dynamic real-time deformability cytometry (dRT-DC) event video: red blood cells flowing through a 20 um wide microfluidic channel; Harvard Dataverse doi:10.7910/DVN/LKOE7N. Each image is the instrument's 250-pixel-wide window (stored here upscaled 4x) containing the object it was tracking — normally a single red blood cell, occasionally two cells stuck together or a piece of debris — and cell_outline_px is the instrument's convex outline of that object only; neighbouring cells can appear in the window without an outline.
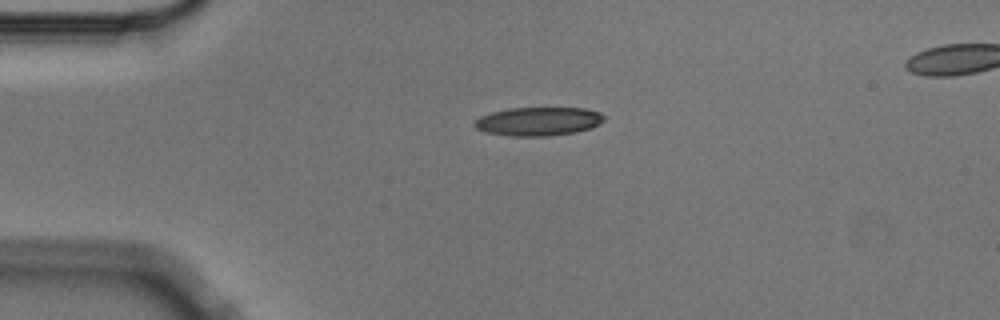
{"species": "Egyptian fruit bat (a non-hibernating species)", "species_latin": "Rousettus aegyptiacus", "temperature_condition": "cold", "stored_images_in_passage": 3, "segment_of_instrument_passage": [1, 2], "camera_frame_rate_fps": 3000, "um_per_image_px": 0.085, "animal": {"sex": "male"}, "frame": {"image": 1, "passage_image": 1, "time_ms": 0.0, "image_size_px": [1000, 320], "cell_outline_px": [[604, 120], [600, 124], [576, 132], [548, 136], [508, 136], [484, 132], [476, 128], [472, 124], [480, 116], [492, 112], [508, 108], [584, 108], [600, 112], [604, 116]], "centroid_in_image_um": [45.73, 10.32], "position_along_channel_um": 39.3, "area_um2": 21.68}}